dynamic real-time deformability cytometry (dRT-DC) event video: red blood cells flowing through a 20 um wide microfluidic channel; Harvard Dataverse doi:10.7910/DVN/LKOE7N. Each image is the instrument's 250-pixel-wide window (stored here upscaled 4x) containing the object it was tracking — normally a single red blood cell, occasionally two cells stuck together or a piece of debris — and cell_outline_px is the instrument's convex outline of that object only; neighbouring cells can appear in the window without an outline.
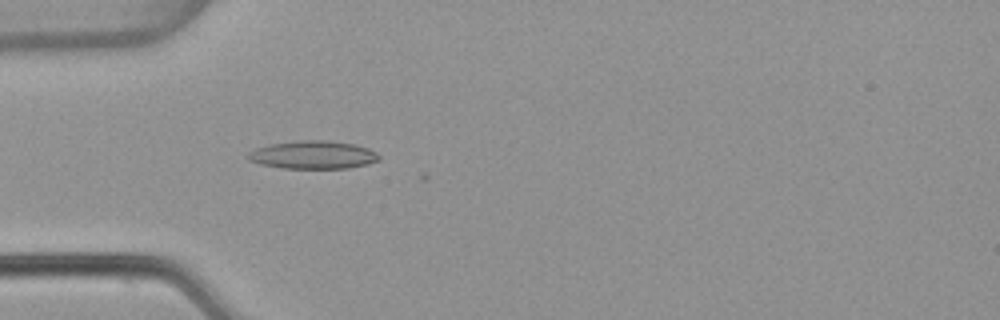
{"species": "common noctule bat (a hibernating species)", "species_latin": "Nyctalus noctula", "temperature_condition": "warm", "stored_images_in_passage": 18, "camera_frame_rate_fps": 3000, "um_per_image_px": 0.085, "animal": {"sex": "female", "body_mass_g": 22.7, "forearm_length_mm": 54.2}, "frame": {"image": 1, "passage_image": 17, "time_ms": 5.333, "image_size_px": [1000, 320], "cell_outline_px": [[380, 160], [368, 164], [348, 168], [284, 168], [260, 164], [248, 160], [248, 152], [256, 148], [272, 144], [300, 140], [324, 140], [352, 144], [368, 148], [376, 152], [380, 156]], "centroid_in_image_um": [26.62, 13.17], "position_along_channel_um": 58.4, "area_um2": 21.27}}